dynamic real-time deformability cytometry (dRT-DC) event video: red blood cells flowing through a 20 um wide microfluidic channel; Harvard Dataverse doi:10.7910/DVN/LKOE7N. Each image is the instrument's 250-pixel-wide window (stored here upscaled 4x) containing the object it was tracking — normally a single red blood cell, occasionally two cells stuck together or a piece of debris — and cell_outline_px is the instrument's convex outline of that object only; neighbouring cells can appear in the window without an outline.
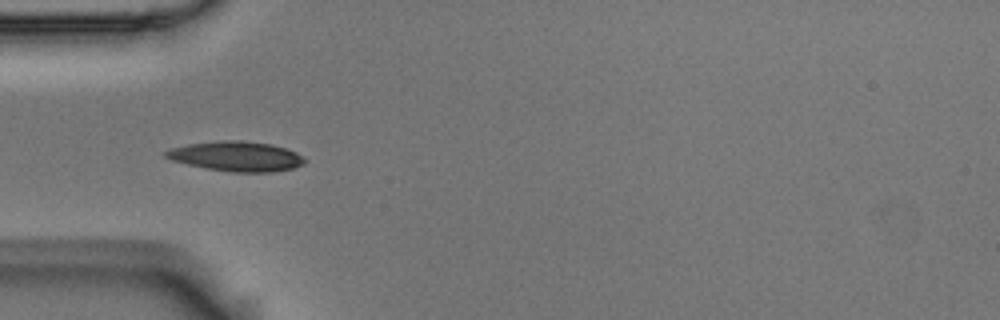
{"species": "Egyptian fruit bat (a non-hibernating species)", "species_latin": "Rousettus aegyptiacus", "temperature_condition": "room temperature", "stored_images_in_passage": 6, "camera_frame_rate_fps": 3000, "um_per_image_px": 0.085, "animal": {"sex": "male"}, "frame": {"image": 1, "passage_image": 5, "time_ms": 1.333, "image_size_px": [1000, 320], "cell_outline_px": [[308, 160], [304, 164], [292, 168], [272, 172], [232, 172], [208, 168], [188, 164], [172, 160], [164, 156], [164, 152], [172, 148], [188, 144], [224, 140], [240, 140], [272, 144], [296, 152], [304, 156]], "centroid_in_image_um": [20.14, 13.28], "position_along_channel_um": 64.9, "area_um2": 24.04}}
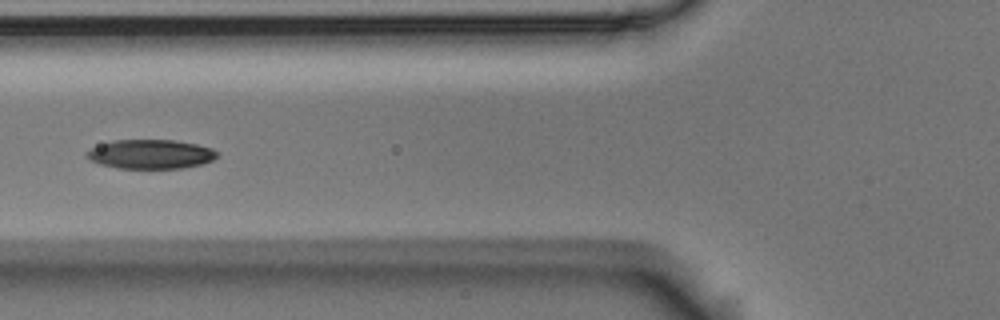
{"frame": {"image": 2, "passage_image": 6, "time_ms": 1.667, "image_size_px": [1000, 320], "cell_outline_px": [[216, 156], [212, 160], [200, 164], [184, 168], [116, 168], [100, 164], [88, 160], [84, 156], [84, 152], [88, 148], [112, 140], [176, 140], [196, 144], [212, 148], [216, 152]], "centroid_in_image_um": [12.7, 13.1], "position_along_channel_um": 113.1, "area_um2": 22.37}}